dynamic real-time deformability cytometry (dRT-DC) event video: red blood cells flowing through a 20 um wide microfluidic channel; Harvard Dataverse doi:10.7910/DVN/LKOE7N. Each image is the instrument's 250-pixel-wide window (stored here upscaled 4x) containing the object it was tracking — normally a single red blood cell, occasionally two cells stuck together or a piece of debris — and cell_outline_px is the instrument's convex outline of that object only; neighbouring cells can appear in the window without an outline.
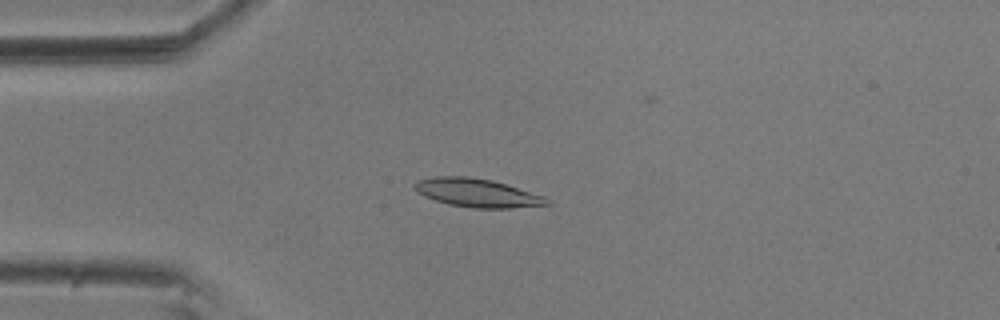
{"species": "common noctule bat (a hibernating species)", "species_latin": "Nyctalus noctula", "temperature_condition": "room temperature", "stored_images_in_passage": 38, "camera_frame_rate_fps": 3000, "um_per_image_px": 0.085, "animal": {"sex": "male", "body_mass_g": 20.5, "forearm_length_mm": 52.5}, "frame": {"image": 1, "passage_image": 9, "time_ms": 2.667, "image_size_px": [1000, 320], "cell_outline_px": [[552, 204], [512, 208], [472, 208], [448, 204], [424, 196], [416, 192], [412, 188], [412, 184], [416, 180], [432, 176], [468, 176], [492, 180], [544, 196]], "centroid_in_image_um": [40.48, 16.38], "position_along_channel_um": 44.5, "area_um2": 22.08}}
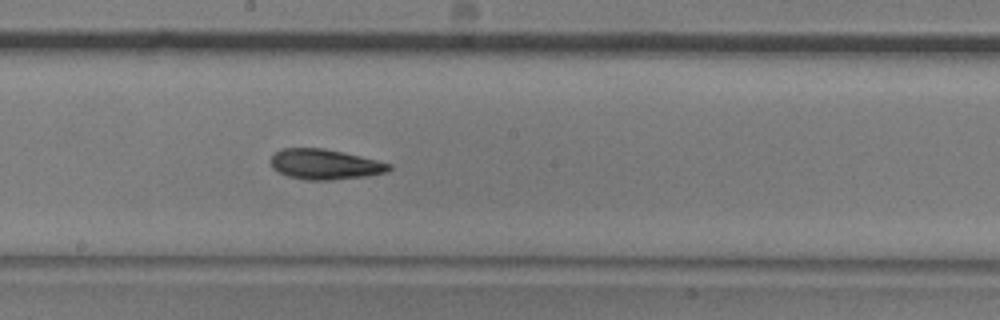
{"frame": {"image": 2, "passage_image": 25, "time_ms": 8.0, "image_size_px": [1000, 320], "cell_outline_px": [[392, 168], [388, 172], [368, 176], [332, 180], [304, 180], [288, 176], [272, 168], [272, 156], [276, 152], [284, 148], [324, 148], [344, 152], [392, 164]], "centroid_in_image_um": [27.66, 13.97], "position_along_channel_um": 220.5, "area_um2": 20.87}}
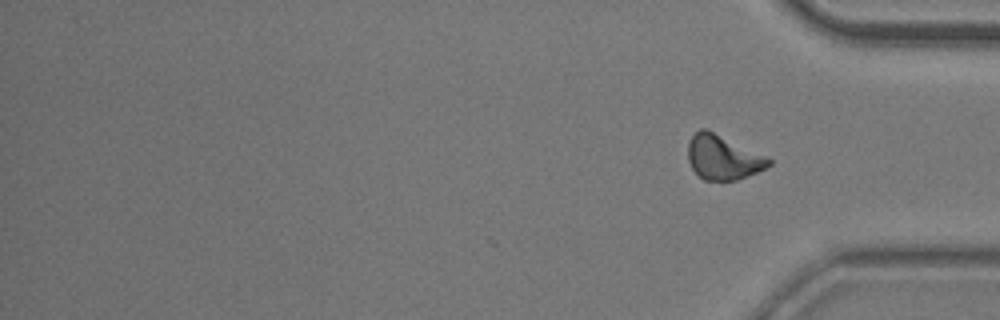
{"frame": {"image": 3, "passage_image": 38, "time_ms": 12.333, "image_size_px": [1000, 320], "cell_outline_px": [[772, 164], [756, 172], [736, 180], [704, 180], [692, 168], [688, 160], [688, 144], [692, 136], [700, 128], [708, 128], [772, 160]], "centroid_in_image_um": [61.42, 13.36], "position_along_channel_um": 373.8, "area_um2": 20.63}, "authors_computed_cell_mechanics": {"area_um2": 20.8947, "velocity_mm_per_s": 3.6101, "shape_relaxation_time_tau1_ms": 5.0519, "shape_relaxation_time_tau2_ms": 4.3708, "deformation_change_tau1": 0.1444, "deformation_change_tau2": 0.1201}}